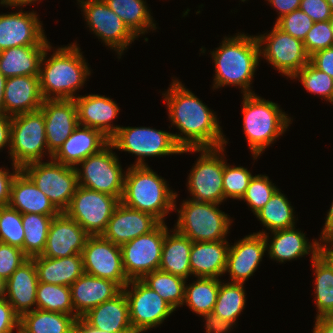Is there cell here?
<instances>
[{
  "mask_svg": "<svg viewBox=\"0 0 333 333\" xmlns=\"http://www.w3.org/2000/svg\"><path fill=\"white\" fill-rule=\"evenodd\" d=\"M169 86L162 95L168 107L169 120L180 131L178 135L173 134L177 144L182 149L225 146L228 142L215 113L181 81L173 79Z\"/></svg>",
  "mask_w": 333,
  "mask_h": 333,
  "instance_id": "6da1fadb",
  "label": "cell"
},
{
  "mask_svg": "<svg viewBox=\"0 0 333 333\" xmlns=\"http://www.w3.org/2000/svg\"><path fill=\"white\" fill-rule=\"evenodd\" d=\"M51 48L50 44L40 63L39 81L43 99L74 100L76 91L85 84L91 71L76 43L57 48L47 60Z\"/></svg>",
  "mask_w": 333,
  "mask_h": 333,
  "instance_id": "7a4b0ae2",
  "label": "cell"
},
{
  "mask_svg": "<svg viewBox=\"0 0 333 333\" xmlns=\"http://www.w3.org/2000/svg\"><path fill=\"white\" fill-rule=\"evenodd\" d=\"M221 43L211 52L216 72L212 88L239 86L243 95L254 94L250 85L261 57L256 36L238 33L225 37Z\"/></svg>",
  "mask_w": 333,
  "mask_h": 333,
  "instance_id": "3957f363",
  "label": "cell"
},
{
  "mask_svg": "<svg viewBox=\"0 0 333 333\" xmlns=\"http://www.w3.org/2000/svg\"><path fill=\"white\" fill-rule=\"evenodd\" d=\"M166 182L148 165L131 164L125 173L121 202L130 208L150 213L164 223L166 215L177 209L175 200L178 196Z\"/></svg>",
  "mask_w": 333,
  "mask_h": 333,
  "instance_id": "277c9868",
  "label": "cell"
},
{
  "mask_svg": "<svg viewBox=\"0 0 333 333\" xmlns=\"http://www.w3.org/2000/svg\"><path fill=\"white\" fill-rule=\"evenodd\" d=\"M243 130L254 160L286 131L291 118L277 103L257 94L242 96Z\"/></svg>",
  "mask_w": 333,
  "mask_h": 333,
  "instance_id": "5b68a950",
  "label": "cell"
},
{
  "mask_svg": "<svg viewBox=\"0 0 333 333\" xmlns=\"http://www.w3.org/2000/svg\"><path fill=\"white\" fill-rule=\"evenodd\" d=\"M218 205L220 204L192 199L183 200L180 209L176 210L179 216L174 229L192 242L226 240L233 220Z\"/></svg>",
  "mask_w": 333,
  "mask_h": 333,
  "instance_id": "8992f818",
  "label": "cell"
},
{
  "mask_svg": "<svg viewBox=\"0 0 333 333\" xmlns=\"http://www.w3.org/2000/svg\"><path fill=\"white\" fill-rule=\"evenodd\" d=\"M8 151L13 162L11 164L20 169L29 163L43 161L46 152L51 160L52 154L46 143L44 114L40 109L12 116Z\"/></svg>",
  "mask_w": 333,
  "mask_h": 333,
  "instance_id": "52a82bcc",
  "label": "cell"
},
{
  "mask_svg": "<svg viewBox=\"0 0 333 333\" xmlns=\"http://www.w3.org/2000/svg\"><path fill=\"white\" fill-rule=\"evenodd\" d=\"M225 146L219 148L182 149L181 154L199 152L201 155L188 175L187 190L192 200L220 204L224 201L223 170Z\"/></svg>",
  "mask_w": 333,
  "mask_h": 333,
  "instance_id": "ba28073f",
  "label": "cell"
},
{
  "mask_svg": "<svg viewBox=\"0 0 333 333\" xmlns=\"http://www.w3.org/2000/svg\"><path fill=\"white\" fill-rule=\"evenodd\" d=\"M117 150L137 155L133 166H147L145 157H162L181 154L182 148L174 139L173 133L150 127H120L110 139Z\"/></svg>",
  "mask_w": 333,
  "mask_h": 333,
  "instance_id": "9c48e42d",
  "label": "cell"
},
{
  "mask_svg": "<svg viewBox=\"0 0 333 333\" xmlns=\"http://www.w3.org/2000/svg\"><path fill=\"white\" fill-rule=\"evenodd\" d=\"M21 170L49 198L59 212H65L78 187L76 167L66 166L51 159L33 162Z\"/></svg>",
  "mask_w": 333,
  "mask_h": 333,
  "instance_id": "30bf717a",
  "label": "cell"
},
{
  "mask_svg": "<svg viewBox=\"0 0 333 333\" xmlns=\"http://www.w3.org/2000/svg\"><path fill=\"white\" fill-rule=\"evenodd\" d=\"M112 149L115 147L109 143L99 153L90 155L78 164L81 165V169L76 168L78 185L112 195L121 201L126 172H123Z\"/></svg>",
  "mask_w": 333,
  "mask_h": 333,
  "instance_id": "8fae6325",
  "label": "cell"
},
{
  "mask_svg": "<svg viewBox=\"0 0 333 333\" xmlns=\"http://www.w3.org/2000/svg\"><path fill=\"white\" fill-rule=\"evenodd\" d=\"M123 291L128 302L130 322L135 333H143L158 327L175 311L168 302L140 279L130 280Z\"/></svg>",
  "mask_w": 333,
  "mask_h": 333,
  "instance_id": "7c38bea8",
  "label": "cell"
},
{
  "mask_svg": "<svg viewBox=\"0 0 333 333\" xmlns=\"http://www.w3.org/2000/svg\"><path fill=\"white\" fill-rule=\"evenodd\" d=\"M260 56L267 60L276 70L287 78L300 71L310 56L302 40L294 38L274 25L271 32L256 36ZM265 44V45H264Z\"/></svg>",
  "mask_w": 333,
  "mask_h": 333,
  "instance_id": "4fadbf2b",
  "label": "cell"
},
{
  "mask_svg": "<svg viewBox=\"0 0 333 333\" xmlns=\"http://www.w3.org/2000/svg\"><path fill=\"white\" fill-rule=\"evenodd\" d=\"M120 202L112 195L78 185L65 213L89 235H102Z\"/></svg>",
  "mask_w": 333,
  "mask_h": 333,
  "instance_id": "5bb4252c",
  "label": "cell"
},
{
  "mask_svg": "<svg viewBox=\"0 0 333 333\" xmlns=\"http://www.w3.org/2000/svg\"><path fill=\"white\" fill-rule=\"evenodd\" d=\"M167 225L160 222L151 232L122 244V260L126 276L141 279L159 269Z\"/></svg>",
  "mask_w": 333,
  "mask_h": 333,
  "instance_id": "9a60e30c",
  "label": "cell"
},
{
  "mask_svg": "<svg viewBox=\"0 0 333 333\" xmlns=\"http://www.w3.org/2000/svg\"><path fill=\"white\" fill-rule=\"evenodd\" d=\"M83 11L87 27L102 42L114 49L121 58L124 50L137 38L122 19L112 11L104 0H77Z\"/></svg>",
  "mask_w": 333,
  "mask_h": 333,
  "instance_id": "2e32d148",
  "label": "cell"
},
{
  "mask_svg": "<svg viewBox=\"0 0 333 333\" xmlns=\"http://www.w3.org/2000/svg\"><path fill=\"white\" fill-rule=\"evenodd\" d=\"M81 254L84 273L112 280L122 288L130 281L124 271L120 245L102 235H90Z\"/></svg>",
  "mask_w": 333,
  "mask_h": 333,
  "instance_id": "e0dca14e",
  "label": "cell"
},
{
  "mask_svg": "<svg viewBox=\"0 0 333 333\" xmlns=\"http://www.w3.org/2000/svg\"><path fill=\"white\" fill-rule=\"evenodd\" d=\"M33 11L0 14V51L19 46H49L42 23Z\"/></svg>",
  "mask_w": 333,
  "mask_h": 333,
  "instance_id": "ac0fdd59",
  "label": "cell"
},
{
  "mask_svg": "<svg viewBox=\"0 0 333 333\" xmlns=\"http://www.w3.org/2000/svg\"><path fill=\"white\" fill-rule=\"evenodd\" d=\"M89 234L65 212L53 217L41 256L64 258L81 254Z\"/></svg>",
  "mask_w": 333,
  "mask_h": 333,
  "instance_id": "d6986e66",
  "label": "cell"
},
{
  "mask_svg": "<svg viewBox=\"0 0 333 333\" xmlns=\"http://www.w3.org/2000/svg\"><path fill=\"white\" fill-rule=\"evenodd\" d=\"M263 235L253 233L229 245L225 273H229L231 282L245 283L259 266L267 251Z\"/></svg>",
  "mask_w": 333,
  "mask_h": 333,
  "instance_id": "ffe728a7",
  "label": "cell"
},
{
  "mask_svg": "<svg viewBox=\"0 0 333 333\" xmlns=\"http://www.w3.org/2000/svg\"><path fill=\"white\" fill-rule=\"evenodd\" d=\"M40 110L44 114L46 143L53 155L78 126L75 100H44Z\"/></svg>",
  "mask_w": 333,
  "mask_h": 333,
  "instance_id": "44dd1931",
  "label": "cell"
},
{
  "mask_svg": "<svg viewBox=\"0 0 333 333\" xmlns=\"http://www.w3.org/2000/svg\"><path fill=\"white\" fill-rule=\"evenodd\" d=\"M160 221L152 214L118 204L102 236L116 245L151 232Z\"/></svg>",
  "mask_w": 333,
  "mask_h": 333,
  "instance_id": "7402d4cb",
  "label": "cell"
},
{
  "mask_svg": "<svg viewBox=\"0 0 333 333\" xmlns=\"http://www.w3.org/2000/svg\"><path fill=\"white\" fill-rule=\"evenodd\" d=\"M244 283L220 282L217 301L211 316L205 321L206 333H228L236 325L245 308Z\"/></svg>",
  "mask_w": 333,
  "mask_h": 333,
  "instance_id": "603a6c76",
  "label": "cell"
},
{
  "mask_svg": "<svg viewBox=\"0 0 333 333\" xmlns=\"http://www.w3.org/2000/svg\"><path fill=\"white\" fill-rule=\"evenodd\" d=\"M110 143L100 130L79 125L52 155V160L74 167L90 155L99 153Z\"/></svg>",
  "mask_w": 333,
  "mask_h": 333,
  "instance_id": "cb8c5ba5",
  "label": "cell"
},
{
  "mask_svg": "<svg viewBox=\"0 0 333 333\" xmlns=\"http://www.w3.org/2000/svg\"><path fill=\"white\" fill-rule=\"evenodd\" d=\"M74 315L81 318L99 304L119 295L123 288L116 282L84 273L71 286Z\"/></svg>",
  "mask_w": 333,
  "mask_h": 333,
  "instance_id": "d4e9b609",
  "label": "cell"
},
{
  "mask_svg": "<svg viewBox=\"0 0 333 333\" xmlns=\"http://www.w3.org/2000/svg\"><path fill=\"white\" fill-rule=\"evenodd\" d=\"M78 112V124L100 130L111 139L119 130L120 125L112 121L120 112V107L109 97L98 94L77 96L75 99Z\"/></svg>",
  "mask_w": 333,
  "mask_h": 333,
  "instance_id": "484cf974",
  "label": "cell"
},
{
  "mask_svg": "<svg viewBox=\"0 0 333 333\" xmlns=\"http://www.w3.org/2000/svg\"><path fill=\"white\" fill-rule=\"evenodd\" d=\"M38 282L37 270L31 258L5 281L3 297L20 317L36 309Z\"/></svg>",
  "mask_w": 333,
  "mask_h": 333,
  "instance_id": "4316f807",
  "label": "cell"
},
{
  "mask_svg": "<svg viewBox=\"0 0 333 333\" xmlns=\"http://www.w3.org/2000/svg\"><path fill=\"white\" fill-rule=\"evenodd\" d=\"M3 112L14 116L37 111L44 101L40 91L39 75L7 78L4 88Z\"/></svg>",
  "mask_w": 333,
  "mask_h": 333,
  "instance_id": "83f0119b",
  "label": "cell"
},
{
  "mask_svg": "<svg viewBox=\"0 0 333 333\" xmlns=\"http://www.w3.org/2000/svg\"><path fill=\"white\" fill-rule=\"evenodd\" d=\"M265 237L267 243V251L270 259L284 263L290 260H296L299 257L312 254H318L319 241L313 239V243L308 242L307 237L303 232L296 230L295 226L283 230L272 232V240H269V233L266 231H259ZM270 243H268L269 241Z\"/></svg>",
  "mask_w": 333,
  "mask_h": 333,
  "instance_id": "f1b7e54d",
  "label": "cell"
},
{
  "mask_svg": "<svg viewBox=\"0 0 333 333\" xmlns=\"http://www.w3.org/2000/svg\"><path fill=\"white\" fill-rule=\"evenodd\" d=\"M90 326L112 333H135L129 316V306L124 291L105 301L81 317Z\"/></svg>",
  "mask_w": 333,
  "mask_h": 333,
  "instance_id": "f546056e",
  "label": "cell"
},
{
  "mask_svg": "<svg viewBox=\"0 0 333 333\" xmlns=\"http://www.w3.org/2000/svg\"><path fill=\"white\" fill-rule=\"evenodd\" d=\"M8 205L21 214L57 216L60 213L21 169L12 180Z\"/></svg>",
  "mask_w": 333,
  "mask_h": 333,
  "instance_id": "4dcf8cb0",
  "label": "cell"
},
{
  "mask_svg": "<svg viewBox=\"0 0 333 333\" xmlns=\"http://www.w3.org/2000/svg\"><path fill=\"white\" fill-rule=\"evenodd\" d=\"M229 245L227 240L193 242L190 251L192 274L206 278L223 276Z\"/></svg>",
  "mask_w": 333,
  "mask_h": 333,
  "instance_id": "1f68e13d",
  "label": "cell"
},
{
  "mask_svg": "<svg viewBox=\"0 0 333 333\" xmlns=\"http://www.w3.org/2000/svg\"><path fill=\"white\" fill-rule=\"evenodd\" d=\"M31 259L37 270L38 281L42 283L70 287L84 274L82 254L64 258H48L38 255Z\"/></svg>",
  "mask_w": 333,
  "mask_h": 333,
  "instance_id": "d6a6232c",
  "label": "cell"
},
{
  "mask_svg": "<svg viewBox=\"0 0 333 333\" xmlns=\"http://www.w3.org/2000/svg\"><path fill=\"white\" fill-rule=\"evenodd\" d=\"M48 46H19L0 51V73L5 78L39 75L40 63Z\"/></svg>",
  "mask_w": 333,
  "mask_h": 333,
  "instance_id": "836d02e7",
  "label": "cell"
},
{
  "mask_svg": "<svg viewBox=\"0 0 333 333\" xmlns=\"http://www.w3.org/2000/svg\"><path fill=\"white\" fill-rule=\"evenodd\" d=\"M192 243L187 236L177 230H168L164 238L159 269L187 280L192 275L190 267Z\"/></svg>",
  "mask_w": 333,
  "mask_h": 333,
  "instance_id": "e575fe53",
  "label": "cell"
},
{
  "mask_svg": "<svg viewBox=\"0 0 333 333\" xmlns=\"http://www.w3.org/2000/svg\"><path fill=\"white\" fill-rule=\"evenodd\" d=\"M76 319L75 315L34 309L20 317V329L24 333H73Z\"/></svg>",
  "mask_w": 333,
  "mask_h": 333,
  "instance_id": "d590c367",
  "label": "cell"
},
{
  "mask_svg": "<svg viewBox=\"0 0 333 333\" xmlns=\"http://www.w3.org/2000/svg\"><path fill=\"white\" fill-rule=\"evenodd\" d=\"M107 6L117 14L128 29L138 38L148 30H156L153 17L144 0H104Z\"/></svg>",
  "mask_w": 333,
  "mask_h": 333,
  "instance_id": "8d00e7d4",
  "label": "cell"
},
{
  "mask_svg": "<svg viewBox=\"0 0 333 333\" xmlns=\"http://www.w3.org/2000/svg\"><path fill=\"white\" fill-rule=\"evenodd\" d=\"M189 286L185 285L183 304L188 305L192 312L203 316L205 321L211 316L220 288L219 278L197 277Z\"/></svg>",
  "mask_w": 333,
  "mask_h": 333,
  "instance_id": "74e56055",
  "label": "cell"
},
{
  "mask_svg": "<svg viewBox=\"0 0 333 333\" xmlns=\"http://www.w3.org/2000/svg\"><path fill=\"white\" fill-rule=\"evenodd\" d=\"M315 275L316 318L333 314V268L318 253L311 255Z\"/></svg>",
  "mask_w": 333,
  "mask_h": 333,
  "instance_id": "f35d334b",
  "label": "cell"
},
{
  "mask_svg": "<svg viewBox=\"0 0 333 333\" xmlns=\"http://www.w3.org/2000/svg\"><path fill=\"white\" fill-rule=\"evenodd\" d=\"M292 207L288 198L277 189L255 215L267 230H283L295 226V212Z\"/></svg>",
  "mask_w": 333,
  "mask_h": 333,
  "instance_id": "ab89813d",
  "label": "cell"
},
{
  "mask_svg": "<svg viewBox=\"0 0 333 333\" xmlns=\"http://www.w3.org/2000/svg\"><path fill=\"white\" fill-rule=\"evenodd\" d=\"M150 289L158 293L162 299L168 302L175 310L182 306L185 298L186 280L157 269L145 274L140 279Z\"/></svg>",
  "mask_w": 333,
  "mask_h": 333,
  "instance_id": "60d3db41",
  "label": "cell"
},
{
  "mask_svg": "<svg viewBox=\"0 0 333 333\" xmlns=\"http://www.w3.org/2000/svg\"><path fill=\"white\" fill-rule=\"evenodd\" d=\"M53 217L55 216L35 213L22 214L24 228L23 252L29 258L41 255L44 251Z\"/></svg>",
  "mask_w": 333,
  "mask_h": 333,
  "instance_id": "b9f144b4",
  "label": "cell"
},
{
  "mask_svg": "<svg viewBox=\"0 0 333 333\" xmlns=\"http://www.w3.org/2000/svg\"><path fill=\"white\" fill-rule=\"evenodd\" d=\"M36 309L74 315L70 287L38 282Z\"/></svg>",
  "mask_w": 333,
  "mask_h": 333,
  "instance_id": "7bdbcfd3",
  "label": "cell"
},
{
  "mask_svg": "<svg viewBox=\"0 0 333 333\" xmlns=\"http://www.w3.org/2000/svg\"><path fill=\"white\" fill-rule=\"evenodd\" d=\"M291 78L292 80L300 79L299 81H301L307 92L317 94L333 104V78L315 68L310 62Z\"/></svg>",
  "mask_w": 333,
  "mask_h": 333,
  "instance_id": "ee69618b",
  "label": "cell"
},
{
  "mask_svg": "<svg viewBox=\"0 0 333 333\" xmlns=\"http://www.w3.org/2000/svg\"><path fill=\"white\" fill-rule=\"evenodd\" d=\"M0 242L18 247L23 251L22 214L9 205L0 206Z\"/></svg>",
  "mask_w": 333,
  "mask_h": 333,
  "instance_id": "f6af8a7d",
  "label": "cell"
},
{
  "mask_svg": "<svg viewBox=\"0 0 333 333\" xmlns=\"http://www.w3.org/2000/svg\"><path fill=\"white\" fill-rule=\"evenodd\" d=\"M277 189L268 176L258 174L252 177L240 200H244L255 215L270 200Z\"/></svg>",
  "mask_w": 333,
  "mask_h": 333,
  "instance_id": "bcb514c9",
  "label": "cell"
},
{
  "mask_svg": "<svg viewBox=\"0 0 333 333\" xmlns=\"http://www.w3.org/2000/svg\"><path fill=\"white\" fill-rule=\"evenodd\" d=\"M224 160L223 193L224 201L227 198L241 199L250 184L253 175L247 168L231 166Z\"/></svg>",
  "mask_w": 333,
  "mask_h": 333,
  "instance_id": "7dc6e473",
  "label": "cell"
},
{
  "mask_svg": "<svg viewBox=\"0 0 333 333\" xmlns=\"http://www.w3.org/2000/svg\"><path fill=\"white\" fill-rule=\"evenodd\" d=\"M313 20L301 9L282 16L275 25L283 32L290 34L294 38L304 41L307 33L312 28Z\"/></svg>",
  "mask_w": 333,
  "mask_h": 333,
  "instance_id": "c3c4849f",
  "label": "cell"
},
{
  "mask_svg": "<svg viewBox=\"0 0 333 333\" xmlns=\"http://www.w3.org/2000/svg\"><path fill=\"white\" fill-rule=\"evenodd\" d=\"M309 56L333 46V34L328 21L316 22L303 41Z\"/></svg>",
  "mask_w": 333,
  "mask_h": 333,
  "instance_id": "681fc988",
  "label": "cell"
},
{
  "mask_svg": "<svg viewBox=\"0 0 333 333\" xmlns=\"http://www.w3.org/2000/svg\"><path fill=\"white\" fill-rule=\"evenodd\" d=\"M28 259L22 249L0 242V278L6 281Z\"/></svg>",
  "mask_w": 333,
  "mask_h": 333,
  "instance_id": "f907efd6",
  "label": "cell"
},
{
  "mask_svg": "<svg viewBox=\"0 0 333 333\" xmlns=\"http://www.w3.org/2000/svg\"><path fill=\"white\" fill-rule=\"evenodd\" d=\"M299 9L306 13L314 23L328 21L333 15L326 0H301Z\"/></svg>",
  "mask_w": 333,
  "mask_h": 333,
  "instance_id": "816d5d0a",
  "label": "cell"
},
{
  "mask_svg": "<svg viewBox=\"0 0 333 333\" xmlns=\"http://www.w3.org/2000/svg\"><path fill=\"white\" fill-rule=\"evenodd\" d=\"M19 328L20 316L3 296L0 297V333H13Z\"/></svg>",
  "mask_w": 333,
  "mask_h": 333,
  "instance_id": "f5cc1de1",
  "label": "cell"
},
{
  "mask_svg": "<svg viewBox=\"0 0 333 333\" xmlns=\"http://www.w3.org/2000/svg\"><path fill=\"white\" fill-rule=\"evenodd\" d=\"M310 63L333 78V46L311 55Z\"/></svg>",
  "mask_w": 333,
  "mask_h": 333,
  "instance_id": "db71d44e",
  "label": "cell"
},
{
  "mask_svg": "<svg viewBox=\"0 0 333 333\" xmlns=\"http://www.w3.org/2000/svg\"><path fill=\"white\" fill-rule=\"evenodd\" d=\"M13 173H9V169L0 168V206H6L10 200V189L11 183L17 172L20 170L19 167L12 164Z\"/></svg>",
  "mask_w": 333,
  "mask_h": 333,
  "instance_id": "11a10c76",
  "label": "cell"
},
{
  "mask_svg": "<svg viewBox=\"0 0 333 333\" xmlns=\"http://www.w3.org/2000/svg\"><path fill=\"white\" fill-rule=\"evenodd\" d=\"M274 9H277L278 12V19L282 16L289 14L296 9H299L301 0H267Z\"/></svg>",
  "mask_w": 333,
  "mask_h": 333,
  "instance_id": "9f6ffc18",
  "label": "cell"
},
{
  "mask_svg": "<svg viewBox=\"0 0 333 333\" xmlns=\"http://www.w3.org/2000/svg\"><path fill=\"white\" fill-rule=\"evenodd\" d=\"M12 116L0 112V150L8 146L10 149Z\"/></svg>",
  "mask_w": 333,
  "mask_h": 333,
  "instance_id": "6f0895ef",
  "label": "cell"
},
{
  "mask_svg": "<svg viewBox=\"0 0 333 333\" xmlns=\"http://www.w3.org/2000/svg\"><path fill=\"white\" fill-rule=\"evenodd\" d=\"M313 333H333V314L316 318Z\"/></svg>",
  "mask_w": 333,
  "mask_h": 333,
  "instance_id": "680465c9",
  "label": "cell"
},
{
  "mask_svg": "<svg viewBox=\"0 0 333 333\" xmlns=\"http://www.w3.org/2000/svg\"><path fill=\"white\" fill-rule=\"evenodd\" d=\"M319 241L333 240V201L325 219V225Z\"/></svg>",
  "mask_w": 333,
  "mask_h": 333,
  "instance_id": "91938a15",
  "label": "cell"
},
{
  "mask_svg": "<svg viewBox=\"0 0 333 333\" xmlns=\"http://www.w3.org/2000/svg\"><path fill=\"white\" fill-rule=\"evenodd\" d=\"M324 243V244H323ZM331 243V244H330ZM333 268V240H324L319 242L318 252Z\"/></svg>",
  "mask_w": 333,
  "mask_h": 333,
  "instance_id": "94428289",
  "label": "cell"
},
{
  "mask_svg": "<svg viewBox=\"0 0 333 333\" xmlns=\"http://www.w3.org/2000/svg\"><path fill=\"white\" fill-rule=\"evenodd\" d=\"M73 333H109V332L98 330L87 324L82 318H77L74 323Z\"/></svg>",
  "mask_w": 333,
  "mask_h": 333,
  "instance_id": "6125c7cd",
  "label": "cell"
},
{
  "mask_svg": "<svg viewBox=\"0 0 333 333\" xmlns=\"http://www.w3.org/2000/svg\"><path fill=\"white\" fill-rule=\"evenodd\" d=\"M38 0H4L3 3H0L1 5H6L7 6H10V7H22V6H27L28 4H34V2H36Z\"/></svg>",
  "mask_w": 333,
  "mask_h": 333,
  "instance_id": "be15d7a7",
  "label": "cell"
},
{
  "mask_svg": "<svg viewBox=\"0 0 333 333\" xmlns=\"http://www.w3.org/2000/svg\"><path fill=\"white\" fill-rule=\"evenodd\" d=\"M7 78H5L1 73H0V112H3V104H4V88L6 84Z\"/></svg>",
  "mask_w": 333,
  "mask_h": 333,
  "instance_id": "e7e4bbea",
  "label": "cell"
},
{
  "mask_svg": "<svg viewBox=\"0 0 333 333\" xmlns=\"http://www.w3.org/2000/svg\"><path fill=\"white\" fill-rule=\"evenodd\" d=\"M4 285H5V281H3L0 278V297H2L4 295Z\"/></svg>",
  "mask_w": 333,
  "mask_h": 333,
  "instance_id": "03108f58",
  "label": "cell"
},
{
  "mask_svg": "<svg viewBox=\"0 0 333 333\" xmlns=\"http://www.w3.org/2000/svg\"><path fill=\"white\" fill-rule=\"evenodd\" d=\"M329 25H330V28H331V31H332V34H333V15H332V17L329 19Z\"/></svg>",
  "mask_w": 333,
  "mask_h": 333,
  "instance_id": "003e7915",
  "label": "cell"
},
{
  "mask_svg": "<svg viewBox=\"0 0 333 333\" xmlns=\"http://www.w3.org/2000/svg\"><path fill=\"white\" fill-rule=\"evenodd\" d=\"M327 3L329 4L330 8H331V11L333 13V0H326Z\"/></svg>",
  "mask_w": 333,
  "mask_h": 333,
  "instance_id": "a7ac6f4b",
  "label": "cell"
},
{
  "mask_svg": "<svg viewBox=\"0 0 333 333\" xmlns=\"http://www.w3.org/2000/svg\"><path fill=\"white\" fill-rule=\"evenodd\" d=\"M17 331V333H24L20 328Z\"/></svg>",
  "mask_w": 333,
  "mask_h": 333,
  "instance_id": "89a4df30",
  "label": "cell"
}]
</instances>
